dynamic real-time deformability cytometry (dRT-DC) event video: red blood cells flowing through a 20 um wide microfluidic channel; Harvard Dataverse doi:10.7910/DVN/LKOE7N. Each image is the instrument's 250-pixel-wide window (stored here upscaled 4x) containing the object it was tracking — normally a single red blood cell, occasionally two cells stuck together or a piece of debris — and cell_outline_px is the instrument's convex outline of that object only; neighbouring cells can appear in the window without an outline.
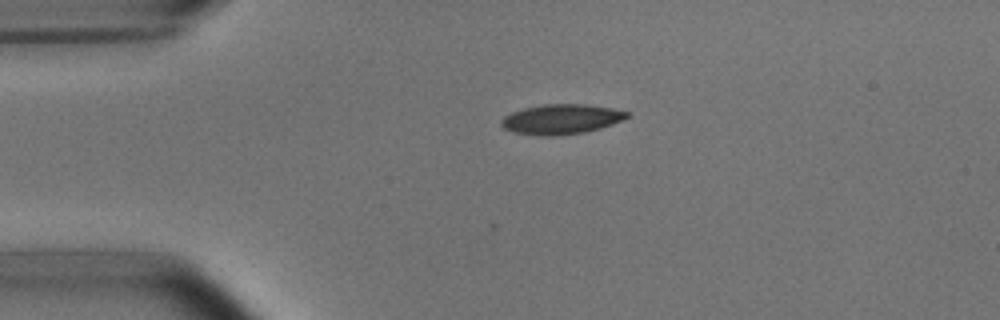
{"species": "common noctule bat (a hibernating species)", "species_latin": "Nyctalus noctula", "temperature_condition": "room temperature", "stored_images_in_passage": 7, "camera_frame_rate_fps": 3000, "um_per_image_px": 0.085, "animal": {"sex": "male", "body_mass_g": 15.6}, "frame": {"image": 1, "passage_image": 1, "time_ms": 0.0, "image_size_px": [1000, 320], "cell_outline_px": [[628, 116], [624, 120], [600, 128], [584, 132], [552, 136], [548, 136], [512, 132], [504, 128], [500, 124], [500, 120], [504, 116], [512, 112], [524, 108], [544, 104], [584, 104], [612, 108], [628, 112]], "centroid_in_image_um": [47.69, 10.13], "position_along_channel_um": 37.3, "area_um2": 21.79}}